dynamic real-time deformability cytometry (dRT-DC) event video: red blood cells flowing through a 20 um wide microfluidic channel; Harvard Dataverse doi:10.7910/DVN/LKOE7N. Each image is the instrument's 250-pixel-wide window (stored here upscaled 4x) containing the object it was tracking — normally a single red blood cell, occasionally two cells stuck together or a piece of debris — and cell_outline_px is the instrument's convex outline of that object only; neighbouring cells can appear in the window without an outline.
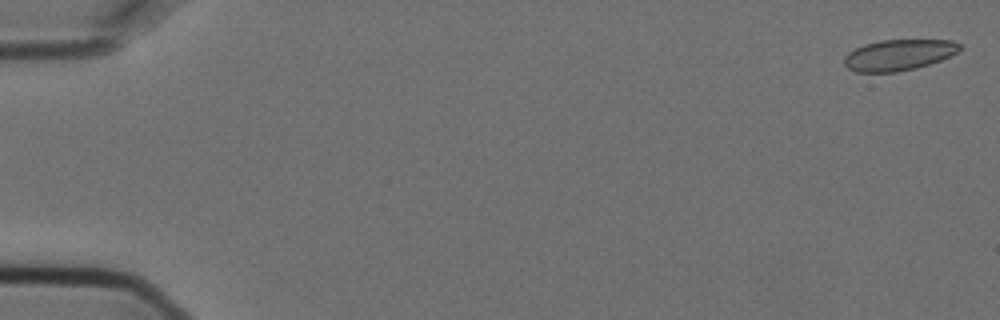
{"species": "Egyptian fruit bat (a non-hibernating species)", "species_latin": "Rousettus aegyptiacus", "temperature_condition": "cold", "stored_images_in_passage": 2, "camera_frame_rate_fps": 3000, "um_per_image_px": 0.085, "animal": {"sex": "female"}, "frame": {"image": 1, "passage_image": 2, "time_ms": 0.333, "image_size_px": [1000, 320], "cell_outline_px": [[960, 48], [956, 52], [940, 60], [916, 68], [896, 72], [856, 72], [848, 68], [844, 64], [844, 56], [848, 52], [864, 44], [880, 40], [952, 40], [960, 44]], "centroid_in_image_um": [76.34, 4.67], "position_along_channel_um": 8.7, "area_um2": 20.69}}